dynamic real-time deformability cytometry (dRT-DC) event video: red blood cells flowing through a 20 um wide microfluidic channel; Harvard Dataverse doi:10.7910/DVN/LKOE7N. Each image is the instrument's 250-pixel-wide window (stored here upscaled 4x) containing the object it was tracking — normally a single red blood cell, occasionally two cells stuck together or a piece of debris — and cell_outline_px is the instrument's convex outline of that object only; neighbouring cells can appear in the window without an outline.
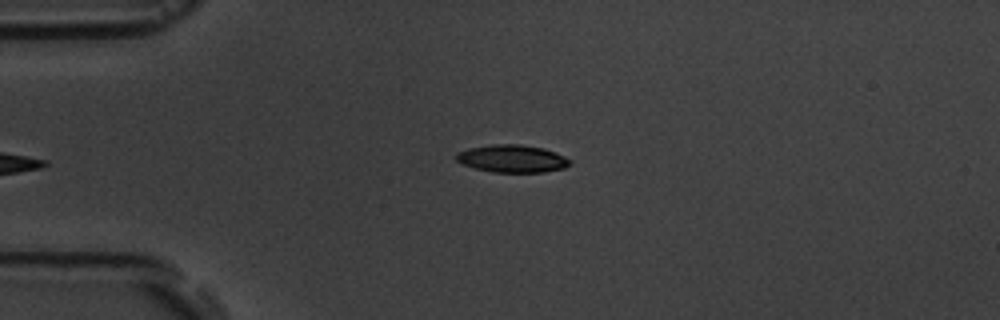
{"species": "common noctule bat (a hibernating species)", "species_latin": "Nyctalus noctula", "temperature_condition": "room temperature", "stored_images_in_passage": 5, "camera_frame_rate_fps": 3000, "um_per_image_px": 0.085, "animal": {"sex": "male", "body_mass_g": 19.5, "forearm_length_mm": 54.6}, "frame": {"image": 1, "passage_image": 5, "time_ms": 4.333, "image_size_px": [1000, 320], "cell_outline_px": [[572, 164], [564, 168], [544, 172], [492, 172], [476, 168], [464, 164], [456, 160], [456, 152], [468, 148], [492, 144], [520, 144], [544, 148], [556, 152], [572, 160]], "centroid_in_image_um": [43.57, 13.47], "position_along_channel_um": 41.4, "area_um2": 18.38}}